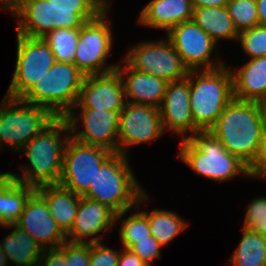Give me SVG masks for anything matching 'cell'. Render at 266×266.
<instances>
[{"label":"cell","mask_w":266,"mask_h":266,"mask_svg":"<svg viewBox=\"0 0 266 266\" xmlns=\"http://www.w3.org/2000/svg\"><path fill=\"white\" fill-rule=\"evenodd\" d=\"M179 158L194 173L214 181H227L236 175L250 176V168L226 151L209 131H199L180 142Z\"/></svg>","instance_id":"obj_6"},{"label":"cell","mask_w":266,"mask_h":266,"mask_svg":"<svg viewBox=\"0 0 266 266\" xmlns=\"http://www.w3.org/2000/svg\"><path fill=\"white\" fill-rule=\"evenodd\" d=\"M113 153L101 146L80 143L70 136L58 184L83 197L94 182L97 171Z\"/></svg>","instance_id":"obj_9"},{"label":"cell","mask_w":266,"mask_h":266,"mask_svg":"<svg viewBox=\"0 0 266 266\" xmlns=\"http://www.w3.org/2000/svg\"><path fill=\"white\" fill-rule=\"evenodd\" d=\"M108 8L81 28L74 56V65L84 75L105 74L115 71L117 64L107 65L106 59L112 49V33L106 18Z\"/></svg>","instance_id":"obj_10"},{"label":"cell","mask_w":266,"mask_h":266,"mask_svg":"<svg viewBox=\"0 0 266 266\" xmlns=\"http://www.w3.org/2000/svg\"><path fill=\"white\" fill-rule=\"evenodd\" d=\"M192 0H151L140 12L138 22L167 33L182 22L192 20Z\"/></svg>","instance_id":"obj_21"},{"label":"cell","mask_w":266,"mask_h":266,"mask_svg":"<svg viewBox=\"0 0 266 266\" xmlns=\"http://www.w3.org/2000/svg\"><path fill=\"white\" fill-rule=\"evenodd\" d=\"M161 245L151 236V240L137 241L130 250L135 253L141 260L152 266V262L161 258Z\"/></svg>","instance_id":"obj_36"},{"label":"cell","mask_w":266,"mask_h":266,"mask_svg":"<svg viewBox=\"0 0 266 266\" xmlns=\"http://www.w3.org/2000/svg\"><path fill=\"white\" fill-rule=\"evenodd\" d=\"M60 9H106L101 0H49Z\"/></svg>","instance_id":"obj_38"},{"label":"cell","mask_w":266,"mask_h":266,"mask_svg":"<svg viewBox=\"0 0 266 266\" xmlns=\"http://www.w3.org/2000/svg\"><path fill=\"white\" fill-rule=\"evenodd\" d=\"M242 238L228 260L231 266H266V236L242 228Z\"/></svg>","instance_id":"obj_27"},{"label":"cell","mask_w":266,"mask_h":266,"mask_svg":"<svg viewBox=\"0 0 266 266\" xmlns=\"http://www.w3.org/2000/svg\"><path fill=\"white\" fill-rule=\"evenodd\" d=\"M117 266H149L130 249L123 248Z\"/></svg>","instance_id":"obj_40"},{"label":"cell","mask_w":266,"mask_h":266,"mask_svg":"<svg viewBox=\"0 0 266 266\" xmlns=\"http://www.w3.org/2000/svg\"><path fill=\"white\" fill-rule=\"evenodd\" d=\"M4 10L17 17V34L42 38L58 28H81L105 9H60L49 0H13Z\"/></svg>","instance_id":"obj_5"},{"label":"cell","mask_w":266,"mask_h":266,"mask_svg":"<svg viewBox=\"0 0 266 266\" xmlns=\"http://www.w3.org/2000/svg\"><path fill=\"white\" fill-rule=\"evenodd\" d=\"M101 2H102L107 8L109 7L108 0H101Z\"/></svg>","instance_id":"obj_46"},{"label":"cell","mask_w":266,"mask_h":266,"mask_svg":"<svg viewBox=\"0 0 266 266\" xmlns=\"http://www.w3.org/2000/svg\"><path fill=\"white\" fill-rule=\"evenodd\" d=\"M123 80L117 70L105 73L86 75L75 109H100L107 111L122 110L127 101Z\"/></svg>","instance_id":"obj_16"},{"label":"cell","mask_w":266,"mask_h":266,"mask_svg":"<svg viewBox=\"0 0 266 266\" xmlns=\"http://www.w3.org/2000/svg\"><path fill=\"white\" fill-rule=\"evenodd\" d=\"M238 40L250 59L266 56V26L258 25L241 32Z\"/></svg>","instance_id":"obj_32"},{"label":"cell","mask_w":266,"mask_h":266,"mask_svg":"<svg viewBox=\"0 0 266 266\" xmlns=\"http://www.w3.org/2000/svg\"><path fill=\"white\" fill-rule=\"evenodd\" d=\"M159 111L163 131L171 130L182 136L183 140L194 135V121L190 107V82L187 78L168 82ZM188 132L191 134L187 136Z\"/></svg>","instance_id":"obj_18"},{"label":"cell","mask_w":266,"mask_h":266,"mask_svg":"<svg viewBox=\"0 0 266 266\" xmlns=\"http://www.w3.org/2000/svg\"><path fill=\"white\" fill-rule=\"evenodd\" d=\"M128 163V156L113 153L97 171L94 182L83 196L112 209L116 213V223L130 209L149 199Z\"/></svg>","instance_id":"obj_3"},{"label":"cell","mask_w":266,"mask_h":266,"mask_svg":"<svg viewBox=\"0 0 266 266\" xmlns=\"http://www.w3.org/2000/svg\"><path fill=\"white\" fill-rule=\"evenodd\" d=\"M115 224L116 213L112 209L99 202L81 197L73 226L66 234L67 241L83 244L101 242L102 237L96 235L103 231H111ZM88 237H92L91 240L87 241Z\"/></svg>","instance_id":"obj_19"},{"label":"cell","mask_w":266,"mask_h":266,"mask_svg":"<svg viewBox=\"0 0 266 266\" xmlns=\"http://www.w3.org/2000/svg\"><path fill=\"white\" fill-rule=\"evenodd\" d=\"M38 265L40 266H69V262H67L66 256H65V242L59 248L44 249L40 257Z\"/></svg>","instance_id":"obj_37"},{"label":"cell","mask_w":266,"mask_h":266,"mask_svg":"<svg viewBox=\"0 0 266 266\" xmlns=\"http://www.w3.org/2000/svg\"><path fill=\"white\" fill-rule=\"evenodd\" d=\"M120 251L105 247L101 242L90 244V266H117Z\"/></svg>","instance_id":"obj_34"},{"label":"cell","mask_w":266,"mask_h":266,"mask_svg":"<svg viewBox=\"0 0 266 266\" xmlns=\"http://www.w3.org/2000/svg\"><path fill=\"white\" fill-rule=\"evenodd\" d=\"M8 259L4 251L0 247V266H7Z\"/></svg>","instance_id":"obj_44"},{"label":"cell","mask_w":266,"mask_h":266,"mask_svg":"<svg viewBox=\"0 0 266 266\" xmlns=\"http://www.w3.org/2000/svg\"><path fill=\"white\" fill-rule=\"evenodd\" d=\"M259 106L261 109V113H262V118L265 122V126H266V96L263 97L259 102Z\"/></svg>","instance_id":"obj_43"},{"label":"cell","mask_w":266,"mask_h":266,"mask_svg":"<svg viewBox=\"0 0 266 266\" xmlns=\"http://www.w3.org/2000/svg\"><path fill=\"white\" fill-rule=\"evenodd\" d=\"M250 178L251 177H262L266 178V136L261 146V150L256 162L250 168Z\"/></svg>","instance_id":"obj_39"},{"label":"cell","mask_w":266,"mask_h":266,"mask_svg":"<svg viewBox=\"0 0 266 266\" xmlns=\"http://www.w3.org/2000/svg\"><path fill=\"white\" fill-rule=\"evenodd\" d=\"M167 38L189 70L214 69L224 65L219 57L212 61L211 55L217 43L193 20L173 27Z\"/></svg>","instance_id":"obj_15"},{"label":"cell","mask_w":266,"mask_h":266,"mask_svg":"<svg viewBox=\"0 0 266 266\" xmlns=\"http://www.w3.org/2000/svg\"><path fill=\"white\" fill-rule=\"evenodd\" d=\"M233 97L259 102L266 96V56L249 59L238 70L232 69Z\"/></svg>","instance_id":"obj_23"},{"label":"cell","mask_w":266,"mask_h":266,"mask_svg":"<svg viewBox=\"0 0 266 266\" xmlns=\"http://www.w3.org/2000/svg\"><path fill=\"white\" fill-rule=\"evenodd\" d=\"M15 225L26 231L43 250L59 248L67 241L66 234L49 212L47 203L36 191L27 200Z\"/></svg>","instance_id":"obj_17"},{"label":"cell","mask_w":266,"mask_h":266,"mask_svg":"<svg viewBox=\"0 0 266 266\" xmlns=\"http://www.w3.org/2000/svg\"><path fill=\"white\" fill-rule=\"evenodd\" d=\"M61 133L64 135L69 133V136L62 138ZM69 138L68 121L65 117H55L21 149L31 167L21 166V175L7 173L17 182L34 187L58 184L62 172L63 154Z\"/></svg>","instance_id":"obj_2"},{"label":"cell","mask_w":266,"mask_h":266,"mask_svg":"<svg viewBox=\"0 0 266 266\" xmlns=\"http://www.w3.org/2000/svg\"><path fill=\"white\" fill-rule=\"evenodd\" d=\"M229 0H192L193 8L226 7Z\"/></svg>","instance_id":"obj_41"},{"label":"cell","mask_w":266,"mask_h":266,"mask_svg":"<svg viewBox=\"0 0 266 266\" xmlns=\"http://www.w3.org/2000/svg\"><path fill=\"white\" fill-rule=\"evenodd\" d=\"M79 34L80 28H58L42 38L51 48L56 61L73 64Z\"/></svg>","instance_id":"obj_29"},{"label":"cell","mask_w":266,"mask_h":266,"mask_svg":"<svg viewBox=\"0 0 266 266\" xmlns=\"http://www.w3.org/2000/svg\"><path fill=\"white\" fill-rule=\"evenodd\" d=\"M80 111V115L70 111L64 116L69 124L70 136L80 143L101 146L117 153L118 124L122 110L80 109ZM79 121L84 127L80 131L77 130Z\"/></svg>","instance_id":"obj_13"},{"label":"cell","mask_w":266,"mask_h":266,"mask_svg":"<svg viewBox=\"0 0 266 266\" xmlns=\"http://www.w3.org/2000/svg\"><path fill=\"white\" fill-rule=\"evenodd\" d=\"M123 61L137 71L167 82L183 80L189 72L168 38L154 42L144 41L132 46Z\"/></svg>","instance_id":"obj_12"},{"label":"cell","mask_w":266,"mask_h":266,"mask_svg":"<svg viewBox=\"0 0 266 266\" xmlns=\"http://www.w3.org/2000/svg\"><path fill=\"white\" fill-rule=\"evenodd\" d=\"M13 0H1L0 9H5Z\"/></svg>","instance_id":"obj_45"},{"label":"cell","mask_w":266,"mask_h":266,"mask_svg":"<svg viewBox=\"0 0 266 266\" xmlns=\"http://www.w3.org/2000/svg\"><path fill=\"white\" fill-rule=\"evenodd\" d=\"M159 108L126 102L118 124V152L127 156V148L157 140L163 135Z\"/></svg>","instance_id":"obj_14"},{"label":"cell","mask_w":266,"mask_h":266,"mask_svg":"<svg viewBox=\"0 0 266 266\" xmlns=\"http://www.w3.org/2000/svg\"><path fill=\"white\" fill-rule=\"evenodd\" d=\"M242 227L266 236V197L256 198L249 203Z\"/></svg>","instance_id":"obj_33"},{"label":"cell","mask_w":266,"mask_h":266,"mask_svg":"<svg viewBox=\"0 0 266 266\" xmlns=\"http://www.w3.org/2000/svg\"><path fill=\"white\" fill-rule=\"evenodd\" d=\"M2 102V103H1ZM0 102V140L10 149L20 150L55 116L46 108L21 99L4 97Z\"/></svg>","instance_id":"obj_8"},{"label":"cell","mask_w":266,"mask_h":266,"mask_svg":"<svg viewBox=\"0 0 266 266\" xmlns=\"http://www.w3.org/2000/svg\"><path fill=\"white\" fill-rule=\"evenodd\" d=\"M208 131L249 168L256 162L266 136L259 103L236 98L225 106Z\"/></svg>","instance_id":"obj_1"},{"label":"cell","mask_w":266,"mask_h":266,"mask_svg":"<svg viewBox=\"0 0 266 266\" xmlns=\"http://www.w3.org/2000/svg\"><path fill=\"white\" fill-rule=\"evenodd\" d=\"M226 8L238 33L260 25L255 0H229Z\"/></svg>","instance_id":"obj_31"},{"label":"cell","mask_w":266,"mask_h":266,"mask_svg":"<svg viewBox=\"0 0 266 266\" xmlns=\"http://www.w3.org/2000/svg\"><path fill=\"white\" fill-rule=\"evenodd\" d=\"M17 57L12 81L6 97L21 99L56 62L43 38L17 34Z\"/></svg>","instance_id":"obj_11"},{"label":"cell","mask_w":266,"mask_h":266,"mask_svg":"<svg viewBox=\"0 0 266 266\" xmlns=\"http://www.w3.org/2000/svg\"><path fill=\"white\" fill-rule=\"evenodd\" d=\"M3 227L14 228L13 231L0 241V247L8 261L15 266H36L42 255V247L17 225Z\"/></svg>","instance_id":"obj_25"},{"label":"cell","mask_w":266,"mask_h":266,"mask_svg":"<svg viewBox=\"0 0 266 266\" xmlns=\"http://www.w3.org/2000/svg\"><path fill=\"white\" fill-rule=\"evenodd\" d=\"M142 213L148 218L152 236L161 246H165L179 233L187 228L188 224L174 211L155 209L150 214Z\"/></svg>","instance_id":"obj_28"},{"label":"cell","mask_w":266,"mask_h":266,"mask_svg":"<svg viewBox=\"0 0 266 266\" xmlns=\"http://www.w3.org/2000/svg\"><path fill=\"white\" fill-rule=\"evenodd\" d=\"M116 68L120 74L127 102L160 107L168 82L162 78L131 68L125 61ZM126 65V66H125ZM125 67V68H124ZM126 78V81H124Z\"/></svg>","instance_id":"obj_20"},{"label":"cell","mask_w":266,"mask_h":266,"mask_svg":"<svg viewBox=\"0 0 266 266\" xmlns=\"http://www.w3.org/2000/svg\"><path fill=\"white\" fill-rule=\"evenodd\" d=\"M192 20L216 43L221 39L238 40V31L226 7L193 9Z\"/></svg>","instance_id":"obj_26"},{"label":"cell","mask_w":266,"mask_h":266,"mask_svg":"<svg viewBox=\"0 0 266 266\" xmlns=\"http://www.w3.org/2000/svg\"><path fill=\"white\" fill-rule=\"evenodd\" d=\"M257 4L259 24L266 26V0H255Z\"/></svg>","instance_id":"obj_42"},{"label":"cell","mask_w":266,"mask_h":266,"mask_svg":"<svg viewBox=\"0 0 266 266\" xmlns=\"http://www.w3.org/2000/svg\"><path fill=\"white\" fill-rule=\"evenodd\" d=\"M65 256L69 266H90V243L65 242Z\"/></svg>","instance_id":"obj_35"},{"label":"cell","mask_w":266,"mask_h":266,"mask_svg":"<svg viewBox=\"0 0 266 266\" xmlns=\"http://www.w3.org/2000/svg\"><path fill=\"white\" fill-rule=\"evenodd\" d=\"M190 107L194 134L208 131L233 97V75L225 64L205 70H189Z\"/></svg>","instance_id":"obj_4"},{"label":"cell","mask_w":266,"mask_h":266,"mask_svg":"<svg viewBox=\"0 0 266 266\" xmlns=\"http://www.w3.org/2000/svg\"><path fill=\"white\" fill-rule=\"evenodd\" d=\"M36 192L45 200L53 219L67 234L75 221L81 197L59 184L37 186Z\"/></svg>","instance_id":"obj_22"},{"label":"cell","mask_w":266,"mask_h":266,"mask_svg":"<svg viewBox=\"0 0 266 266\" xmlns=\"http://www.w3.org/2000/svg\"><path fill=\"white\" fill-rule=\"evenodd\" d=\"M85 76L74 64L56 61L21 100L64 117L77 103Z\"/></svg>","instance_id":"obj_7"},{"label":"cell","mask_w":266,"mask_h":266,"mask_svg":"<svg viewBox=\"0 0 266 266\" xmlns=\"http://www.w3.org/2000/svg\"><path fill=\"white\" fill-rule=\"evenodd\" d=\"M36 187L17 182L7 172L0 175V226L14 225L20 219Z\"/></svg>","instance_id":"obj_24"},{"label":"cell","mask_w":266,"mask_h":266,"mask_svg":"<svg viewBox=\"0 0 266 266\" xmlns=\"http://www.w3.org/2000/svg\"><path fill=\"white\" fill-rule=\"evenodd\" d=\"M120 240L123 248L130 249L137 241L151 240L148 218L140 211L131 214L121 224Z\"/></svg>","instance_id":"obj_30"}]
</instances>
